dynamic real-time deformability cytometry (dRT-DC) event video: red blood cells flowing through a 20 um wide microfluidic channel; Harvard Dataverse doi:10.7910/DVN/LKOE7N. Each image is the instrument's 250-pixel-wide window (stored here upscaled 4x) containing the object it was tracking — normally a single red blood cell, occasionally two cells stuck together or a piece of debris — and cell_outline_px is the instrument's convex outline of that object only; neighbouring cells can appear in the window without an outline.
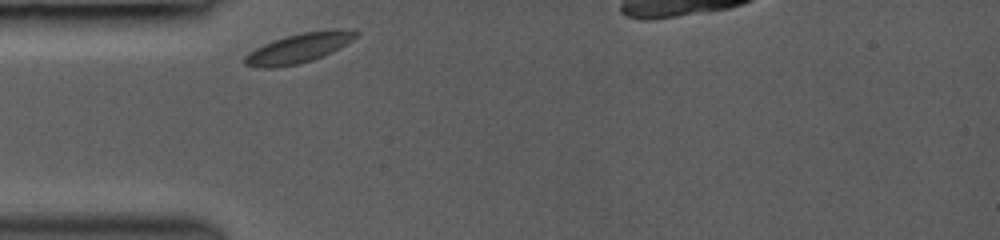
{"species": "common noctule bat (a hibernating species)", "species_latin": "Nyctalus noctula", "temperature_condition": "room temperature", "stored_images_in_passage": 14, "camera_frame_rate_fps": 3000, "um_per_image_px": 0.085, "animal": {"sex": "female", "body_mass_g": 19.0, "forearm_length_mm": 53.3}, "frame": {"image": 1, "passage_image": 1, "time_ms": 0.0, "image_size_px": [1000, 240], "cell_outline_px": [[360, 32], [352, 40], [340, 48], [332, 52], [312, 60], [300, 64], [272, 68], [256, 68], [244, 64], [244, 56], [248, 52], [264, 44], [300, 32], [332, 28], [340, 28]], "centroid_in_image_um": [25.4, 4.08], "position_along_channel_um": 59.6, "area_um2": 19.31}}
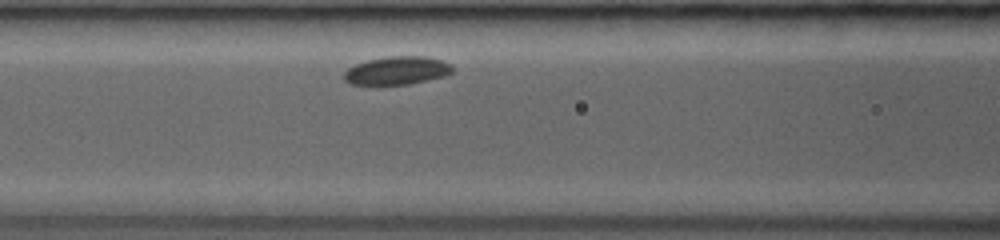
{"frame": {"image": 2, "passage_image": 8, "time_ms": 2.0, "image_size_px": [1000, 240], "cell_outline_px": [[452, 72], [448, 76], [408, 84], [348, 84], [344, 80], [344, 72], [348, 68], [356, 64], [368, 60], [388, 56], [428, 56], [444, 60], [452, 68]], "centroid_in_image_um": [33.77, 5.99], "position_along_channel_um": 132.8, "area_um2": 17.86}}
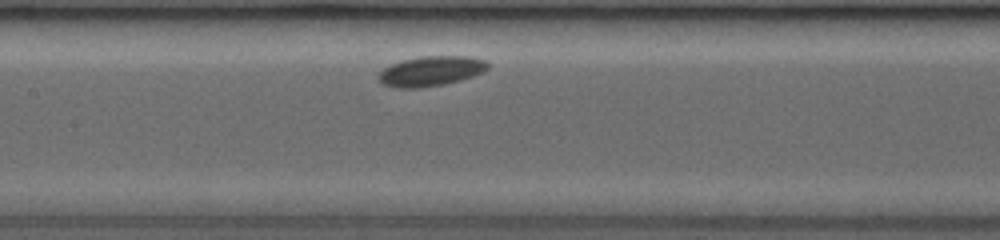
{"frame": {"image": 3, "passage_image": 12, "time_ms": 3.0, "image_size_px": [1000, 240], "cell_outline_px": [[488, 68], [484, 72], [460, 80], [444, 84], [420, 88], [396, 88], [384, 84], [376, 76], [384, 68], [400, 60], [420, 56], [468, 56], [484, 60], [488, 64]], "centroid_in_image_um": [36.61, 6.04], "position_along_channel_um": 170.8, "area_um2": 19.07}}